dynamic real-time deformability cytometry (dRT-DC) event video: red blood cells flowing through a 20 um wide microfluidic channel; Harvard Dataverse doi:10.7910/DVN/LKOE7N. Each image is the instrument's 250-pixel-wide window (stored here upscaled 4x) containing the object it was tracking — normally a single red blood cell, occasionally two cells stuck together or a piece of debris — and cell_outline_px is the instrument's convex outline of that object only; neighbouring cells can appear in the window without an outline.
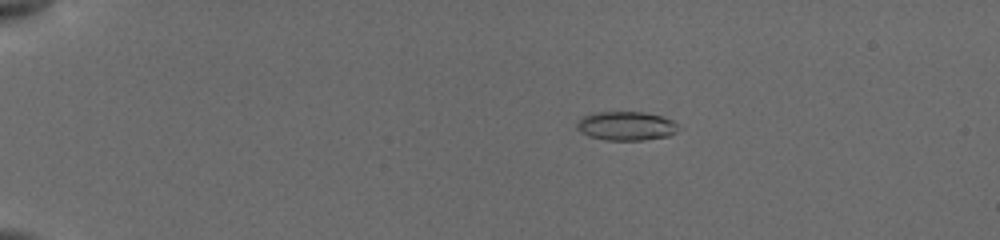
{"species": "common noctule bat (a hibernating species)", "species_latin": "Nyctalus noctula", "temperature_condition": "cold", "stored_images_in_passage": 18, "camera_frame_rate_fps": 3000, "um_per_image_px": 0.085, "animal": {"sex": "female", "body_mass_g": 19.5, "forearm_length_mm": 54.1}, "frame": {"image": 1, "passage_image": 13, "time_ms": 4.0, "image_size_px": [1000, 240], "cell_outline_px": [[680, 128], [676, 132], [668, 136], [640, 140], [604, 140], [588, 136], [580, 132], [576, 128], [576, 124], [584, 116], [592, 112], [644, 112], [660, 116], [672, 120], [680, 124]], "centroid_in_image_um": [53.23, 10.7], "position_along_channel_um": 31.8, "area_um2": 17.22}}